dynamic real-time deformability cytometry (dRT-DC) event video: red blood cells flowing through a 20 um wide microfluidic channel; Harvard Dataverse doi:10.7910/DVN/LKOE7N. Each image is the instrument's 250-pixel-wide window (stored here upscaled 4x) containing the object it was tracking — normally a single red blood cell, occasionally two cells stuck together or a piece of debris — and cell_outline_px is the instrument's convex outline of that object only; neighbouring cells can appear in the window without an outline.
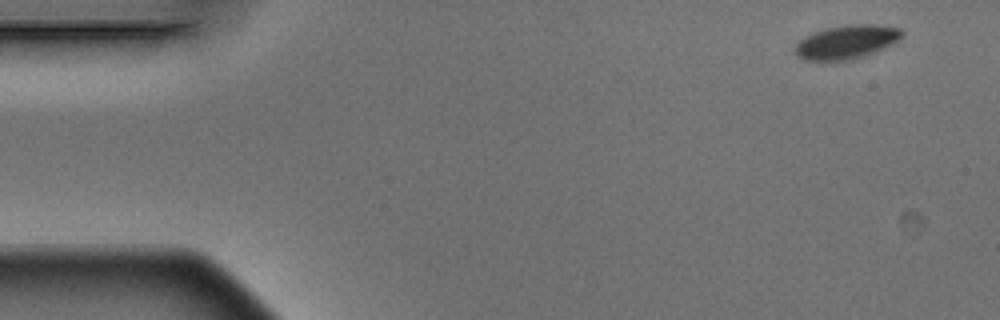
{"species": "Egyptian fruit bat (a non-hibernating species)", "species_latin": "Rousettus aegyptiacus", "temperature_condition": "warm", "stored_images_in_passage": 4, "camera_frame_rate_fps": 3000, "um_per_image_px": 0.085, "animal": {"sex": "male"}, "frame": {"image": 1, "passage_image": 1, "time_ms": 0.0, "image_size_px": [1000, 320], "cell_outline_px": [[904, 36], [900, 40], [884, 48], [864, 56], [852, 60], [804, 60], [796, 56], [792, 52], [792, 48], [804, 36], [812, 32], [828, 28], [852, 24], [876, 24], [900, 28], [904, 32]], "centroid_in_image_um": [71.94, 3.57], "position_along_channel_um": 13.1, "area_um2": 21.33}}
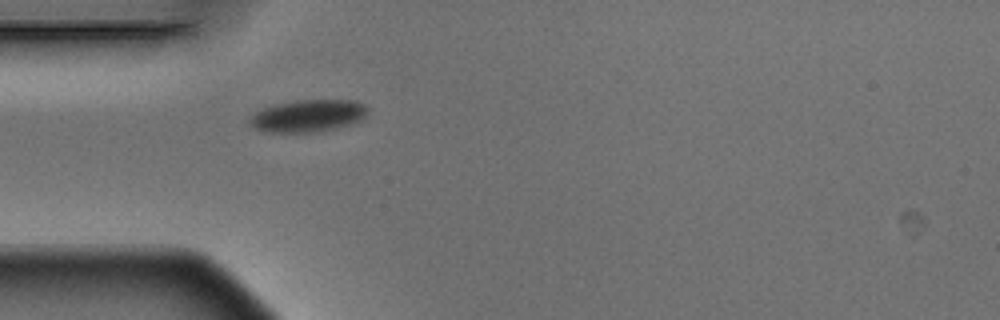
{"frame": {"image": 2, "passage_image": 4, "time_ms": 1.0, "image_size_px": [1000, 320], "cell_outline_px": [[368, 112], [360, 120], [352, 124], [320, 132], [268, 132], [256, 128], [248, 120], [256, 112], [264, 108], [276, 104], [296, 100], [356, 100], [364, 104], [368, 108]], "centroid_in_image_um": [26.24, 9.84], "position_along_channel_um": 58.8, "area_um2": 22.08}}